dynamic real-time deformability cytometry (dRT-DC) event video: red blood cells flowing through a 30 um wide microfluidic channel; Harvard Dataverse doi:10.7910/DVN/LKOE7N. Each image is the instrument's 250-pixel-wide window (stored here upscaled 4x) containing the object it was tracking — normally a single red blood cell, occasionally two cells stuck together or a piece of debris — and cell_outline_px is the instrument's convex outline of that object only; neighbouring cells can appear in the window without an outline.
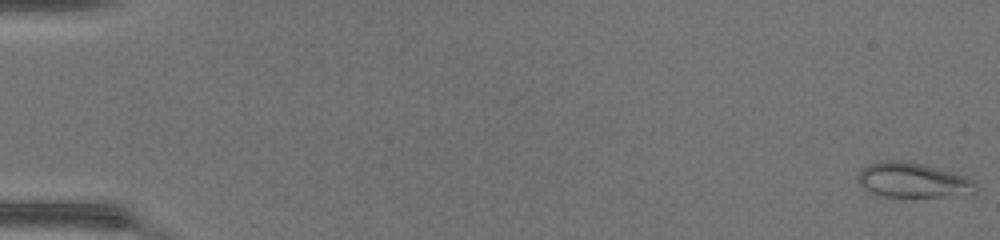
{"species": "common noctule bat (a hibernating species)", "species_latin": "Nyctalus noctula", "temperature_condition": "warm", "stored_images_in_passage": 48, "camera_frame_rate_fps": 3000, "um_per_image_px": 0.085, "animal": {"sex": "female", "body_mass_g": 17.0, "forearm_length_mm": 48.0}, "frame": {"image": 1, "passage_image": 1, "time_ms": 0.0, "image_size_px": [1000, 240], "cell_outline_px": [[976, 192], [940, 196], [876, 196], [864, 188], [860, 184], [856, 176], [868, 164], [884, 160], [900, 160], [920, 164], [952, 172], [964, 176], [972, 180], [976, 188]], "centroid_in_image_um": [77.51, 15.31], "position_along_channel_um": 7.5, "area_um2": 23.41}}
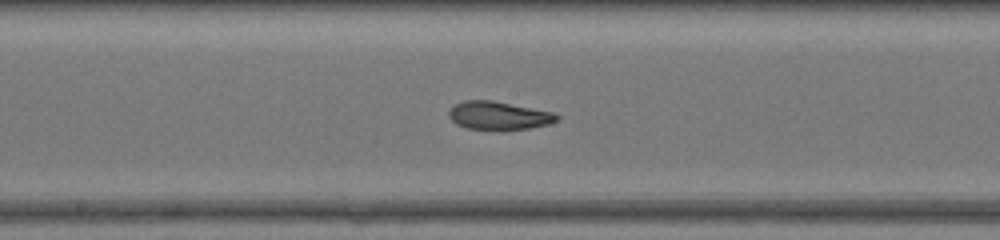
{"frame": {"image": 2, "passage_image": 27, "time_ms": 8.667, "image_size_px": [1000, 240], "cell_outline_px": [[560, 116], [556, 120], [548, 124], [528, 128], [504, 132], [500, 132], [468, 128], [456, 124], [448, 116], [448, 108], [452, 104], [464, 100], [492, 100], [556, 112]], "centroid_in_image_um": [42.36, 9.84], "position_along_channel_um": 205.8, "area_um2": 18.5}}
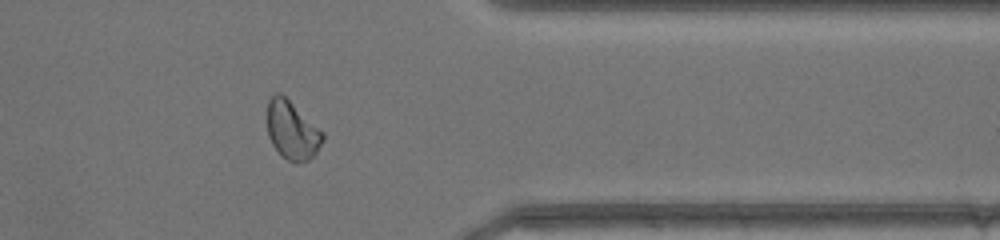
{"frame": {"image": 3, "passage_image": 40, "time_ms": 13.0, "image_size_px": [1000, 240], "cell_outline_px": [[324, 140], [316, 152], [308, 160], [288, 160], [272, 144], [268, 136], [268, 100], [276, 92], [280, 92], [324, 132]], "centroid_in_image_um": [24.83, 11.03], "position_along_channel_um": 386.6, "area_um2": 18.38}, "authors_computed_cell_mechanics": {"area_um2": 19.5075, "velocity_mm_per_s": 4.4207, "shape_relaxation_time_tau1_ms": 6.7366, "shape_relaxation_time_tau2_ms": 1.295, "deformation_change_tau1": 0.2203, "deformation_change_tau2": 0.0687}}